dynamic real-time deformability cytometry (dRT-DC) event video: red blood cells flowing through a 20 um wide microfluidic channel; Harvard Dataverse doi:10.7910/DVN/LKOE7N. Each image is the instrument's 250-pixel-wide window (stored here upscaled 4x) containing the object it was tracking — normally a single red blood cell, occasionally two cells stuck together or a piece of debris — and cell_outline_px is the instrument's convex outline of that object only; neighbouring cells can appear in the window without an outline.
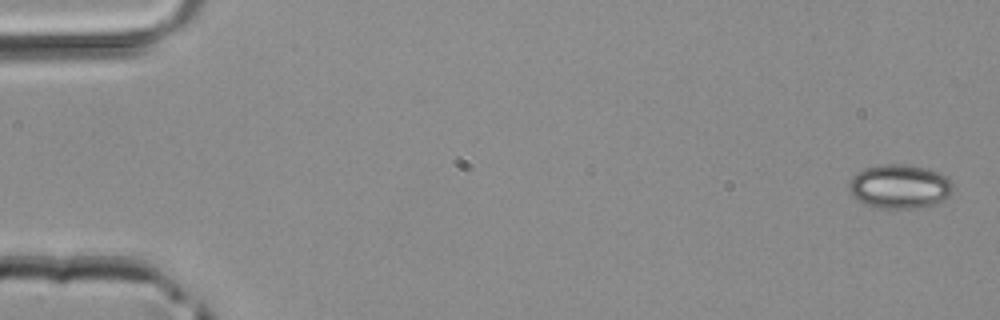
{"species": "common noctule bat (a hibernating species)", "species_latin": "Nyctalus noctula", "temperature_condition": "room temperature", "stored_images_in_passage": 5, "camera_frame_rate_fps": 3000, "um_per_image_px": 0.085, "animal": {"sex": "male", "body_mass_g": 20.4}, "frame": {"image": 1, "passage_image": 1, "time_ms": 0.0, "image_size_px": [1000, 320], "cell_outline_px": [[952, 192], [944, 200], [936, 204], [920, 208], [884, 208], [868, 204], [852, 196], [848, 188], [848, 184], [852, 176], [856, 172], [864, 168], [884, 164], [904, 164], [924, 168], [940, 172], [948, 176], [952, 184]], "centroid_in_image_um": [76.49, 15.84], "position_along_channel_um": 8.5, "area_um2": 26.76}}